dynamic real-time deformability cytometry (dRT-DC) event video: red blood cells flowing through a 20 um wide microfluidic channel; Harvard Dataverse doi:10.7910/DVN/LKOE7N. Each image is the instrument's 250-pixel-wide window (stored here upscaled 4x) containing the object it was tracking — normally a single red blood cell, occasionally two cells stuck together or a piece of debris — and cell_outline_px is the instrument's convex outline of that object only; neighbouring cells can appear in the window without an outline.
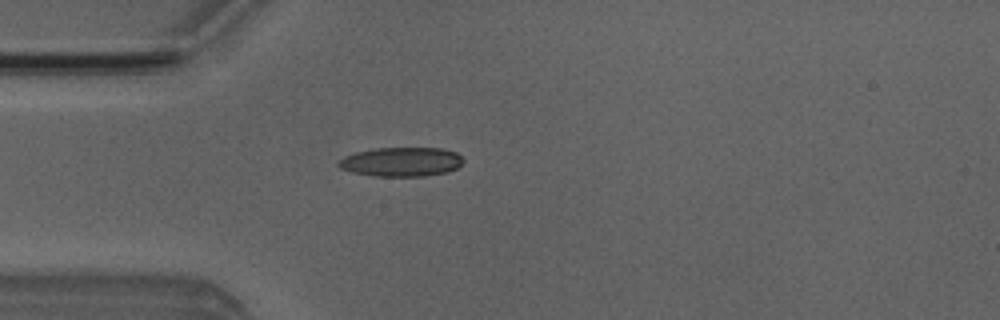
{"species": "Egyptian fruit bat (a non-hibernating species)", "species_latin": "Rousettus aegyptiacus", "temperature_condition": "room temperature", "stored_images_in_passage": 4, "camera_frame_rate_fps": 3000, "um_per_image_px": 0.085, "animal": {"sex": "male"}, "frame": {"image": 1, "passage_image": 4, "time_ms": 3.333, "image_size_px": [1000, 320], "cell_outline_px": [[464, 160], [456, 168], [448, 172], [424, 176], [376, 176], [352, 172], [340, 168], [336, 164], [344, 156], [356, 152], [376, 148], [440, 148], [456, 152]], "centroid_in_image_um": [34.1, 13.75], "position_along_channel_um": 50.9, "area_um2": 21.15}}